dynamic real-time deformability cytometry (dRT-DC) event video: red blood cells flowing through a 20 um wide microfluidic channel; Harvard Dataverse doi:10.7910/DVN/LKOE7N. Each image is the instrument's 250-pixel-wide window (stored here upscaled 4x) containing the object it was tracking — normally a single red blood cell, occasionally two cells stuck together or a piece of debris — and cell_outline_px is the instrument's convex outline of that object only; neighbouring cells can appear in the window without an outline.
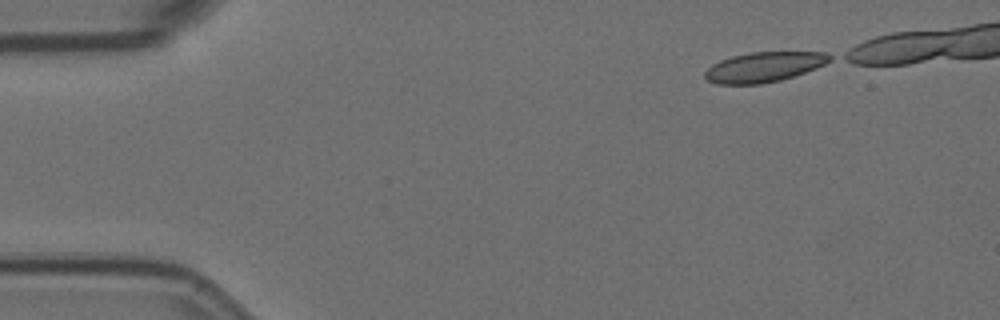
{"species": "Egyptian fruit bat (a non-hibernating species)", "species_latin": "Rousettus aegyptiacus", "temperature_condition": "room temperature", "stored_images_in_passage": 5, "camera_frame_rate_fps": 3000, "um_per_image_px": 0.085, "animal": {"sex": "female"}, "frame": {"image": 1, "passage_image": 1, "time_ms": 0.0, "image_size_px": [1000, 320], "cell_outline_px": [[832, 60], [816, 68], [780, 80], [760, 84], [716, 84], [708, 80], [704, 76], [704, 72], [712, 64], [720, 60], [732, 56], [752, 52], [824, 52], [832, 56]], "centroid_in_image_um": [64.92, 5.69], "position_along_channel_um": 20.1, "area_um2": 21.68}}